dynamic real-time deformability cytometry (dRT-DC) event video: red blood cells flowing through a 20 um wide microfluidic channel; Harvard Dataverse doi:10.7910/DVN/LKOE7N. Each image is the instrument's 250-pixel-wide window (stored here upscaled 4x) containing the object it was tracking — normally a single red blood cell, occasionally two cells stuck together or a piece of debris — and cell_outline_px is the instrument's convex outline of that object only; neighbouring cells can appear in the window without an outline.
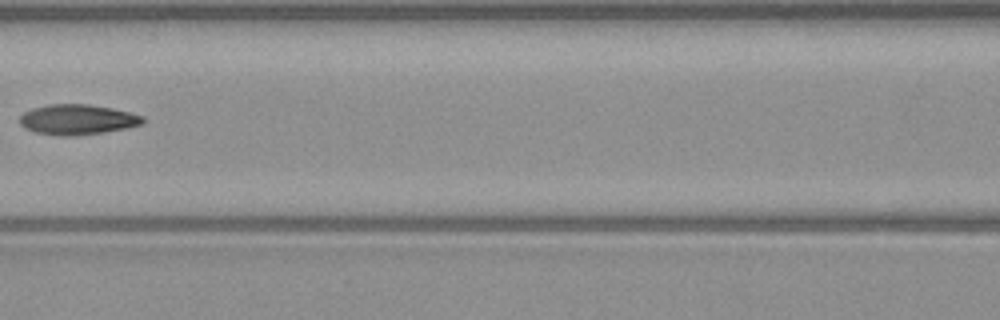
{"species": "common noctule bat (a hibernating species)", "species_latin": "Nyctalus noctula", "temperature_condition": "warm", "stored_images_in_passage": 5, "camera_frame_rate_fps": 3000, "um_per_image_px": 0.085, "animal": {"sex": "male", "body_mass_g": 23.1, "forearm_length_mm": 52.7}, "frame": {"image": 1, "passage_image": 4, "time_ms": 3.667, "image_size_px": [1000, 320], "cell_outline_px": [[144, 124], [128, 128], [104, 132], [68, 136], [60, 136], [36, 132], [24, 128], [20, 124], [20, 116], [24, 112], [32, 108], [48, 104], [88, 104], [112, 108], [144, 116]], "centroid_in_image_um": [6.59, 10.16], "position_along_channel_um": 160.0, "area_um2": 21.73}}
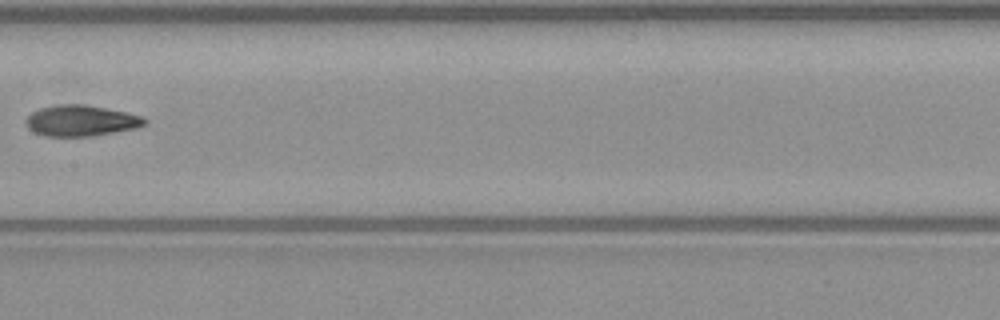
{"frame": {"image": 2, "passage_image": 5, "time_ms": 4.667, "image_size_px": [1000, 320], "cell_outline_px": [[148, 124], [136, 128], [92, 136], [44, 136], [32, 132], [28, 128], [24, 120], [32, 112], [40, 108], [56, 104], [84, 104], [124, 112], [140, 116], [148, 120]], "centroid_in_image_um": [6.85, 10.26], "position_along_channel_um": 200.6, "area_um2": 21.44}}